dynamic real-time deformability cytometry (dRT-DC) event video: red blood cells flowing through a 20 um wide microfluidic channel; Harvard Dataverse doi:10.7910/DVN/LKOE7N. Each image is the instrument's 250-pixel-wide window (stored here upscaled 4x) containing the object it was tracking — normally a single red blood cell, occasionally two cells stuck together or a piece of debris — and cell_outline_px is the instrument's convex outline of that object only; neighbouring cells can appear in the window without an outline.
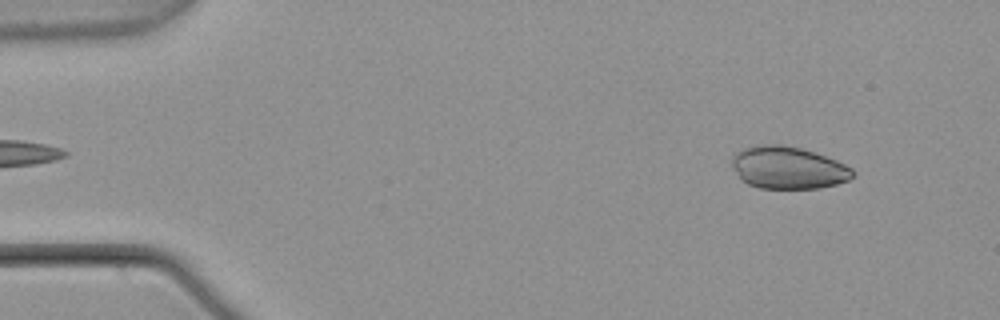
{"species": "common noctule bat (a hibernating species)", "species_latin": "Nyctalus noctula", "temperature_condition": "warm", "stored_images_in_passage": 3, "camera_frame_rate_fps": 3000, "um_per_image_px": 0.085, "animal": {"sex": "male", "body_mass_g": 21.5, "forearm_length_mm": 52.0}, "frame": {"image": 1, "passage_image": 1, "time_ms": 0.0, "image_size_px": [1000, 320], "cell_outline_px": [[856, 172], [848, 180], [836, 184], [820, 188], [760, 188], [748, 184], [740, 180], [732, 164], [732, 160], [736, 152], [744, 148], [760, 144], [784, 144], [800, 148], [836, 160], [852, 168]], "centroid_in_image_um": [66.98, 14.25], "position_along_channel_um": 18.0, "area_um2": 29.71}}
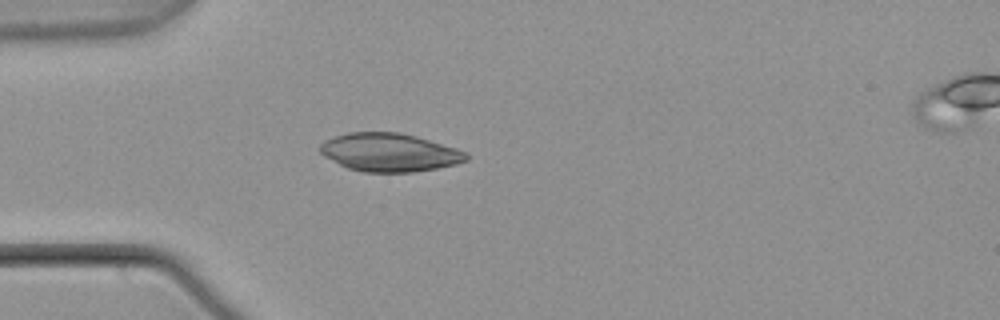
{"frame": {"image": 2, "passage_image": 3, "time_ms": 0.667, "image_size_px": [1000, 320], "cell_outline_px": [[468, 160], [456, 164], [436, 168], [412, 172], [364, 172], [348, 168], [324, 156], [320, 152], [320, 144], [324, 140], [348, 132], [400, 132], [416, 136], [456, 148], [468, 152]], "centroid_in_image_um": [33.11, 12.95], "position_along_channel_um": 51.9, "area_um2": 32.54}}